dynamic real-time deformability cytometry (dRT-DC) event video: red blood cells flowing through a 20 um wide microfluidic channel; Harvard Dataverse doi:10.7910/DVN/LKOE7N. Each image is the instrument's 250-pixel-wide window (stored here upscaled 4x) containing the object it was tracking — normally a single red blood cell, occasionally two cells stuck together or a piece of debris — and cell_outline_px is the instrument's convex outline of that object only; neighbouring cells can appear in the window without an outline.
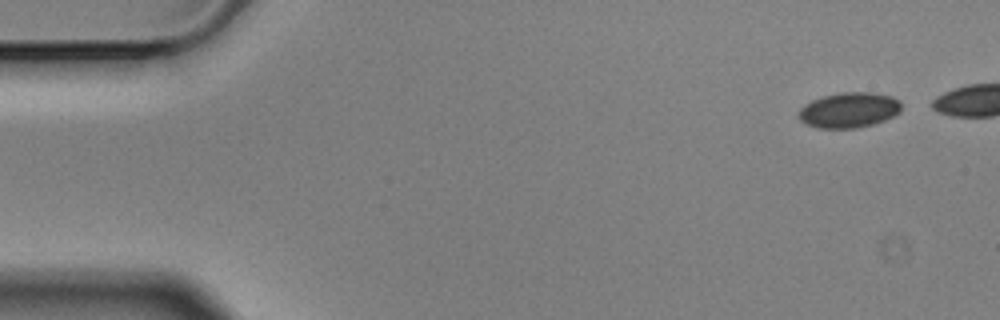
{"species": "Egyptian fruit bat (a non-hibernating species)", "species_latin": "Rousettus aegyptiacus", "temperature_condition": "cold", "stored_images_in_passage": 11, "camera_frame_rate_fps": 3000, "um_per_image_px": 0.085, "animal": {"sex": "male"}, "frame": {"image": 1, "passage_image": 1, "time_ms": 0.0, "image_size_px": [1000, 320], "cell_outline_px": [[900, 112], [884, 120], [872, 124], [856, 128], [820, 128], [808, 124], [800, 120], [796, 116], [800, 108], [804, 104], [812, 100], [824, 96], [840, 92], [872, 92], [892, 96], [900, 100]], "centroid_in_image_um": [72.15, 9.34], "position_along_channel_um": 12.9, "area_um2": 21.15}}
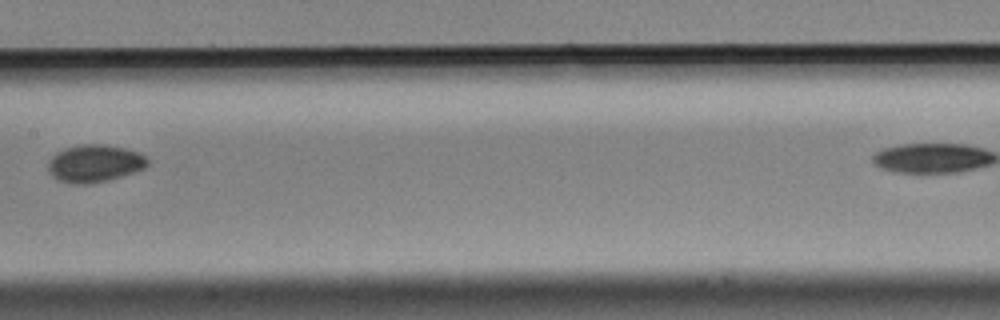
{"frame": {"image": 2, "passage_image": 8, "time_ms": 2.333, "image_size_px": [1000, 320], "cell_outline_px": [[148, 164], [144, 168], [108, 180], [88, 184], [72, 184], [60, 180], [52, 176], [48, 172], [48, 160], [56, 152], [64, 148], [80, 144], [104, 144], [124, 148], [140, 152], [148, 160]], "centroid_in_image_um": [8.0, 13.88], "position_along_channel_um": 199.4, "area_um2": 21.73}}
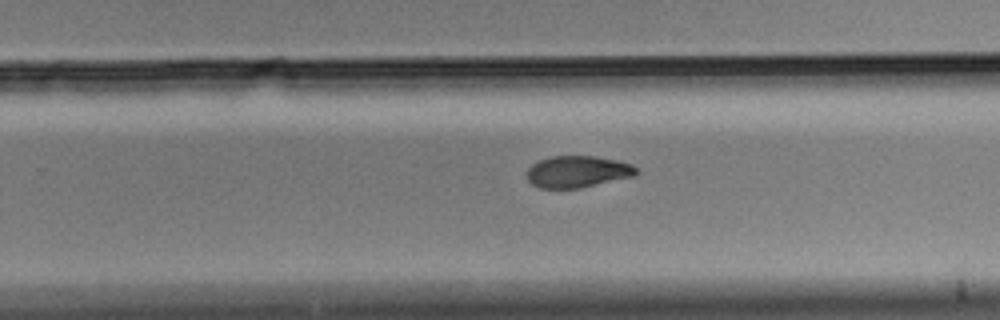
{"frame": {"image": 3, "passage_image": 11, "time_ms": 3.333, "image_size_px": [1000, 320], "cell_outline_px": [[636, 172], [632, 176], [580, 188], [540, 188], [532, 184], [528, 180], [528, 168], [532, 164], [540, 160], [552, 156], [592, 156], [616, 160], [632, 164], [636, 168]], "centroid_in_image_um": [49.06, 14.59], "position_along_channel_um": 280.7, "area_um2": 19.88}}